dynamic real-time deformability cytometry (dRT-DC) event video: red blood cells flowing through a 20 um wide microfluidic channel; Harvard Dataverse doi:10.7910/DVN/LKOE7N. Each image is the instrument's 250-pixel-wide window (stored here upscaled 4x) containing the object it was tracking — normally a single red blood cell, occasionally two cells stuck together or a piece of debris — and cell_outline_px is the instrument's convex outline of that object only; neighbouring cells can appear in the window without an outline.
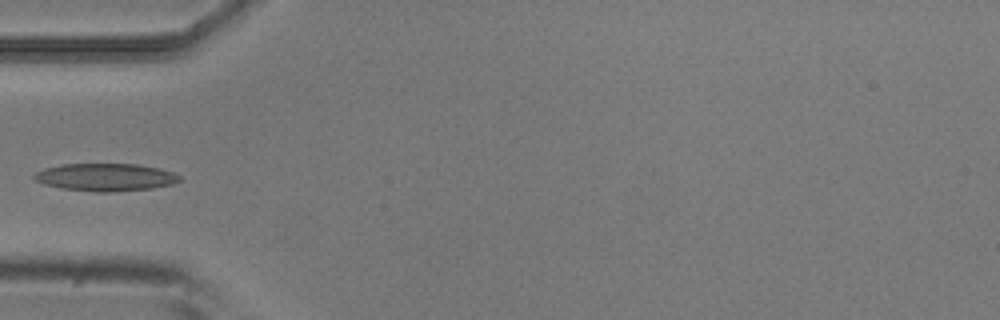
{"species": "common noctule bat (a hibernating species)", "species_latin": "Nyctalus noctula", "temperature_condition": "room temperature", "stored_images_in_passage": 5, "camera_frame_rate_fps": 3000, "um_per_image_px": 0.085, "animal": {"sex": "male", "body_mass_g": 20.5, "forearm_length_mm": 52.5}, "frame": {"image": 1, "passage_image": 5, "time_ms": 1.333, "image_size_px": [1000, 320], "cell_outline_px": [[180, 180], [172, 184], [152, 188], [112, 192], [96, 192], [60, 188], [44, 184], [36, 180], [32, 176], [36, 172], [44, 168], [64, 164], [136, 164], [160, 168], [172, 172], [180, 176]], "centroid_in_image_um": [8.96, 15.06], "position_along_channel_um": 76.0, "area_um2": 23.35}}